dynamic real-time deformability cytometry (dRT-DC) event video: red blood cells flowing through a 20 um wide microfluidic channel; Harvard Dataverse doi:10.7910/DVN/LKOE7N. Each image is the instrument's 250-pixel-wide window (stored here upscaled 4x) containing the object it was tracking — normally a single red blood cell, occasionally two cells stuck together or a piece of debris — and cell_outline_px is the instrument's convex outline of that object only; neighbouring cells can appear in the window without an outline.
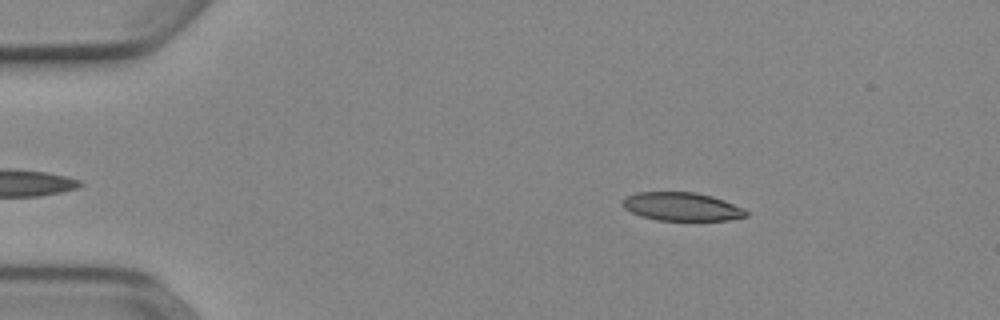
{"species": "Egyptian fruit bat (a non-hibernating species)", "species_latin": "Rousettus aegyptiacus", "temperature_condition": "cold", "stored_images_in_passage": 48, "camera_frame_rate_fps": 3000, "um_per_image_px": 0.085, "animal": {"sex": "female"}, "frame": {"image": 1, "passage_image": 5, "time_ms": 1.333, "image_size_px": [1000, 320], "cell_outline_px": [[748, 216], [728, 220], [656, 220], [640, 216], [624, 208], [620, 204], [628, 196], [636, 192], [696, 192], [712, 196], [724, 200], [744, 208], [748, 212]], "centroid_in_image_um": [57.96, 17.56], "position_along_channel_um": 27.0, "area_um2": 20.46}}
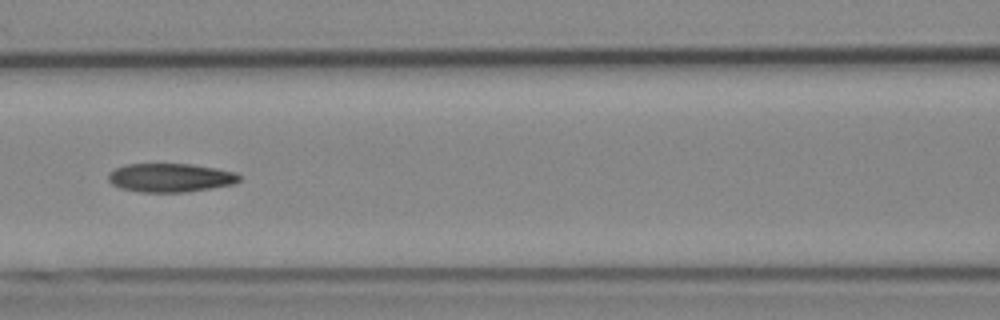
{"frame": {"image": 2, "passage_image": 20, "time_ms": 6.333, "image_size_px": [1000, 320], "cell_outline_px": [[240, 180], [232, 184], [184, 192], [140, 192], [120, 188], [112, 184], [108, 180], [108, 172], [116, 168], [128, 164], [192, 164], [216, 168], [236, 172], [240, 176]], "centroid_in_image_um": [14.45, 15.1], "position_along_channel_um": 152.1, "area_um2": 21.79}}
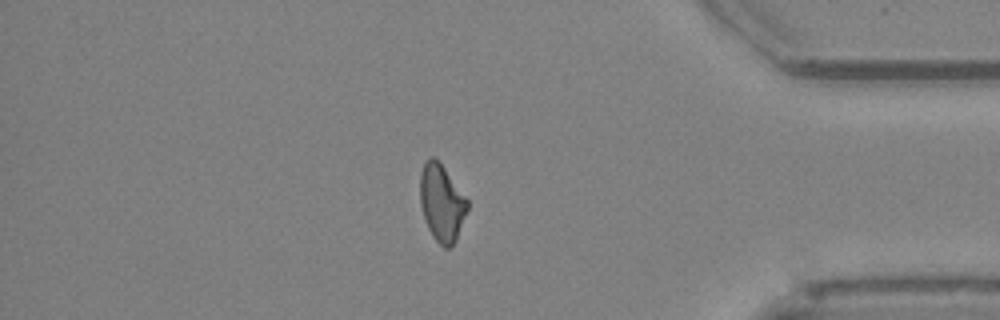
{"frame": {"image": 3, "passage_image": 41, "time_ms": 13.333, "image_size_px": [1000, 320], "cell_outline_px": [[468, 208], [456, 240], [448, 248], [444, 248], [432, 236], [428, 228], [420, 204], [420, 172], [424, 164], [432, 156], [444, 168], [468, 200]], "centroid_in_image_um": [37.54, 17.26], "position_along_channel_um": 397.7, "area_um2": 20.81}, "authors_computed_cell_mechanics": {"area_um2": 21.675, "velocity_mm_per_s": 3.8916, "shape_relaxation_time_tau1_ms": null, "shape_relaxation_time_tau2_ms": 4.419, "deformation_change_tau1": null, "deformation_change_tau2": 0.122}}